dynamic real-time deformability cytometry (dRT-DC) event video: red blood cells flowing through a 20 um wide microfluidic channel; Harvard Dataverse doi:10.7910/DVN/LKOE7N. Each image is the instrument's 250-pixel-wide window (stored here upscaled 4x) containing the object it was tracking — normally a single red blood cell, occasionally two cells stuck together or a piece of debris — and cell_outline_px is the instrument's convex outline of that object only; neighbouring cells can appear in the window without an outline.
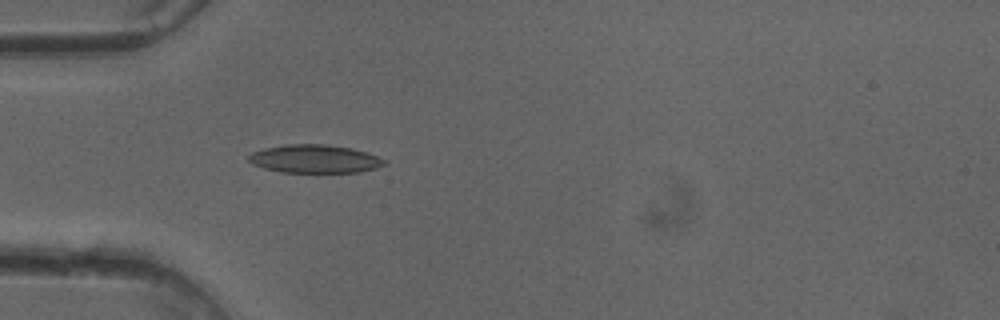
{"species": "common noctule bat (a hibernating species)", "species_latin": "Nyctalus noctula", "temperature_condition": "cold", "stored_images_in_passage": 50, "camera_frame_rate_fps": 3000, "um_per_image_px": 0.085, "animal": {"sex": "female"}, "frame": {"image": 1, "passage_image": 15, "time_ms": 4.667, "image_size_px": [1000, 320], "cell_outline_px": [[388, 164], [376, 168], [360, 172], [280, 172], [264, 168], [252, 164], [248, 160], [248, 156], [252, 152], [264, 148], [284, 144], [328, 144], [352, 148], [368, 152], [384, 160]], "centroid_in_image_um": [26.75, 13.5], "position_along_channel_um": 58.3, "area_um2": 22.48}}
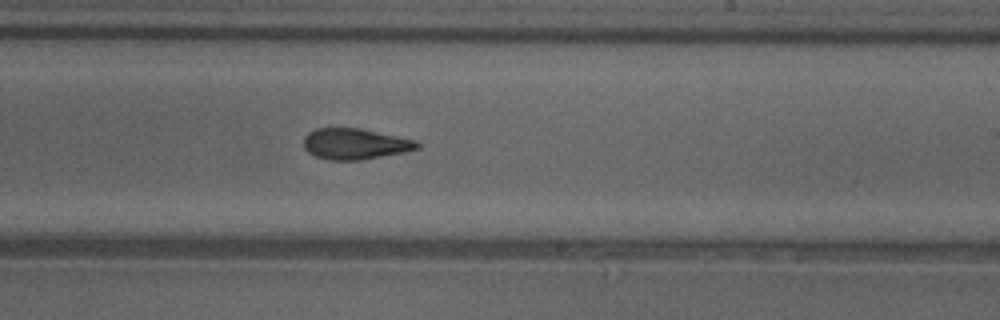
{"frame": {"image": 2, "passage_image": 30, "time_ms": 9.667, "image_size_px": [1000, 320], "cell_outline_px": [[420, 148], [404, 152], [360, 160], [328, 160], [316, 156], [308, 152], [304, 148], [304, 136], [308, 132], [316, 128], [360, 128], [416, 140], [420, 144]], "centroid_in_image_um": [30.17, 12.23], "position_along_channel_um": 258.8, "area_um2": 20.46}}
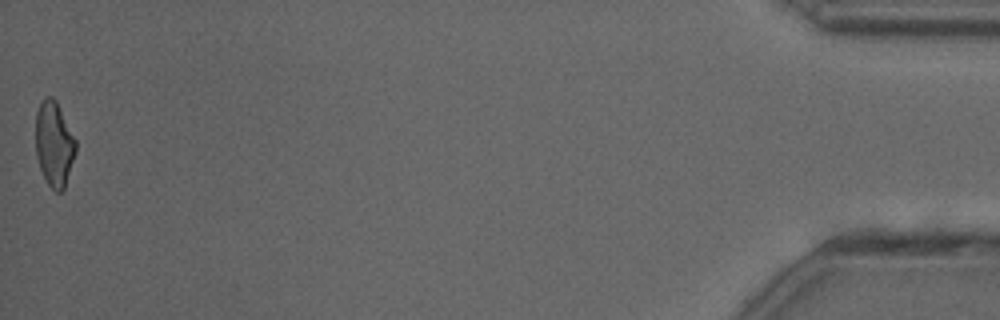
{"frame": {"image": 3, "passage_image": 50, "time_ms": 16.333, "image_size_px": [1000, 320], "cell_outline_px": [[76, 152], [64, 188], [60, 192], [56, 192], [48, 184], [40, 168], [36, 156], [36, 112], [40, 100], [44, 96], [52, 96], [56, 100], [76, 140]], "centroid_in_image_um": [4.59, 12.19], "position_along_channel_um": 430.6, "area_um2": 19.88}, "authors_computed_cell_mechanics": {"area_um2": 21.1259, "velocity_mm_per_s": 4.0939, "shape_relaxation_time_tau1_ms": 7.0716, "shape_relaxation_time_tau2_ms": 2.6416, "deformation_change_tau1": 0.1804, "deformation_change_tau2": 0.1037}}